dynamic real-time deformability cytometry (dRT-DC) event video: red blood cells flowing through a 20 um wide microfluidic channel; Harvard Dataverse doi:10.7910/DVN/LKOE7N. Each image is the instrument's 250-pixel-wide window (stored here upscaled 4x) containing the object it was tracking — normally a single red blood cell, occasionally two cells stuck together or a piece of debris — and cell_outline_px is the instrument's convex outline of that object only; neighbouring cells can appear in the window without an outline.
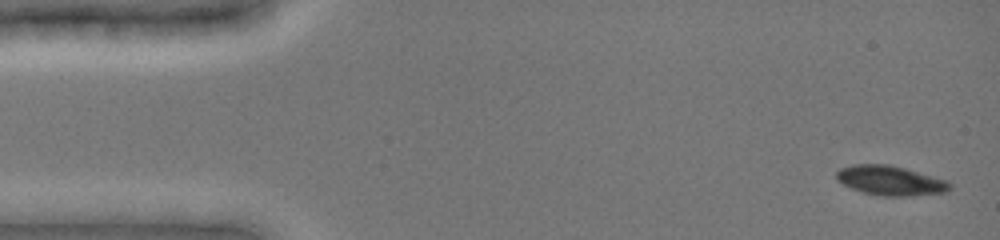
{"species": "common noctule bat (a hibernating species)", "species_latin": "Nyctalus noctula", "temperature_condition": "cold", "stored_images_in_passage": 6, "camera_frame_rate_fps": 3000, "um_per_image_px": 0.085, "animal": {"sex": "female", "body_mass_g": 19.0, "forearm_length_mm": 51.5}, "frame": {"image": 1, "passage_image": 1, "time_ms": 0.0, "image_size_px": [1000, 240], "cell_outline_px": [[952, 188], [944, 192], [908, 196], [880, 196], [864, 192], [852, 188], [836, 180], [836, 172], [840, 168], [852, 164], [888, 164], [904, 168], [948, 180], [952, 184]], "centroid_in_image_um": [75.68, 15.34], "position_along_channel_um": 9.3, "area_um2": 19.54}}